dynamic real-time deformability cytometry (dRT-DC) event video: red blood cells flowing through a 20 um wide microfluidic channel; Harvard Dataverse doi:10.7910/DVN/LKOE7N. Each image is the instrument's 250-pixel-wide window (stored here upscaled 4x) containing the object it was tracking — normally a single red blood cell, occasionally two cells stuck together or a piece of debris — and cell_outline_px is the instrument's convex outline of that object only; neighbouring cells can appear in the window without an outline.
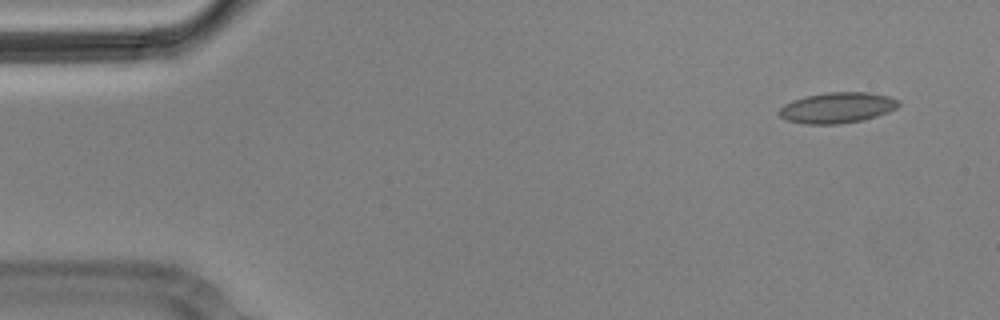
{"species": "Egyptian fruit bat (a non-hibernating species)", "species_latin": "Rousettus aegyptiacus", "temperature_condition": "cold", "stored_images_in_passage": 4, "camera_frame_rate_fps": 3000, "um_per_image_px": 0.085, "animal": {"sex": "male"}, "frame": {"image": 1, "passage_image": 1, "time_ms": 0.0, "image_size_px": [1000, 320], "cell_outline_px": [[900, 104], [896, 108], [888, 112], [864, 120], [840, 124], [804, 124], [788, 120], [780, 116], [780, 108], [784, 104], [792, 100], [824, 92], [868, 92], [888, 96], [900, 100]], "centroid_in_image_um": [71.19, 9.15], "position_along_channel_um": 13.8, "area_um2": 21.39}}